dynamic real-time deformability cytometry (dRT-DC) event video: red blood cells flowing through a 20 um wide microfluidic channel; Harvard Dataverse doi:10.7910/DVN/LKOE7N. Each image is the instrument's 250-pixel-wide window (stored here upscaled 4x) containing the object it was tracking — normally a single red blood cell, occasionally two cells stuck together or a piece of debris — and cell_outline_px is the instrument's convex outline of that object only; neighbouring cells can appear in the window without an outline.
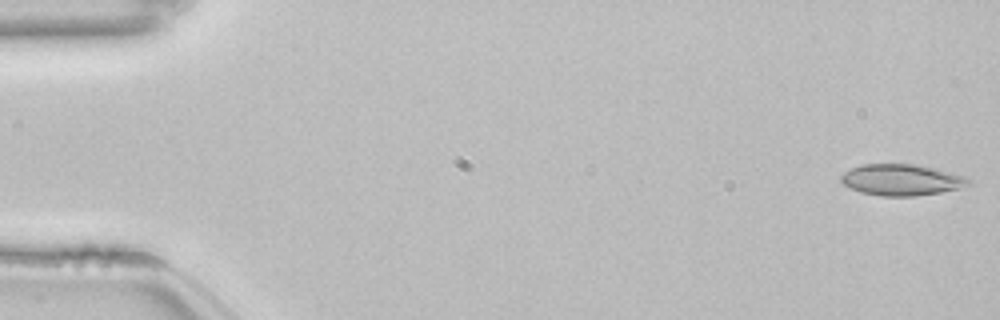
{"species": "common noctule bat (a hibernating species)", "species_latin": "Nyctalus noctula", "temperature_condition": "room temperature", "stored_images_in_passage": 53, "camera_frame_rate_fps": 3000, "um_per_image_px": 0.085, "animal": {"sex": "female", "body_mass_g": 22.7, "forearm_length_mm": 54.2}, "frame": {"image": 1, "passage_image": 1, "time_ms": 0.0, "image_size_px": [1000, 320], "cell_outline_px": [[972, 184], [960, 188], [940, 192], [916, 196], [880, 196], [860, 192], [848, 188], [840, 180], [840, 176], [844, 172], [852, 168], [864, 164], [916, 164], [936, 168], [964, 176], [972, 180]], "centroid_in_image_um": [76.64, 15.29], "position_along_channel_um": 8.4, "area_um2": 23.41}}
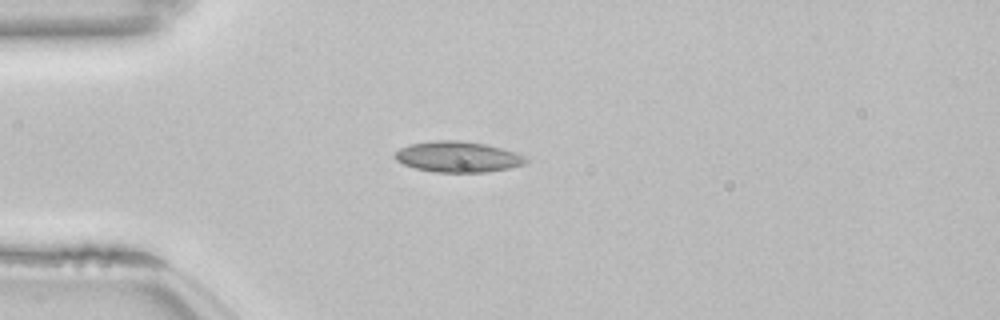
{"frame": {"image": 2, "passage_image": 14, "time_ms": 4.333, "image_size_px": [1000, 320], "cell_outline_px": [[528, 160], [524, 164], [508, 168], [488, 172], [436, 172], [416, 168], [404, 164], [396, 160], [392, 156], [400, 148], [408, 144], [436, 140], [460, 140], [484, 144], [516, 152], [528, 156]], "centroid_in_image_um": [38.92, 13.32], "position_along_channel_um": 46.1, "area_um2": 23.52}}
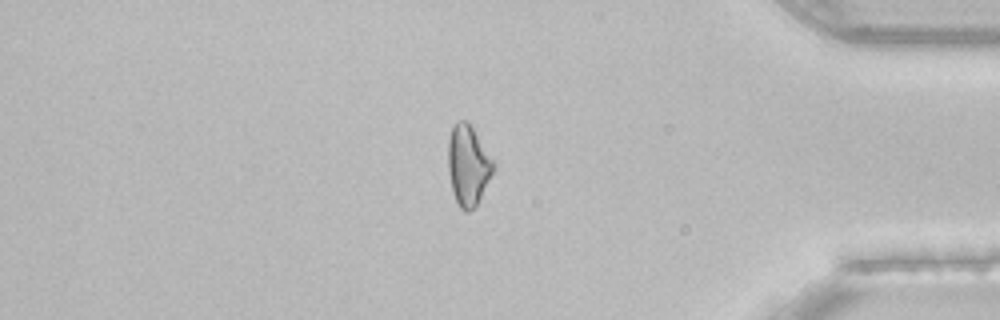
{"frame": {"image": 3, "passage_image": 45, "time_ms": 14.667, "image_size_px": [1000, 320], "cell_outline_px": [[496, 168], [476, 204], [468, 212], [464, 212], [460, 208], [452, 192], [448, 172], [448, 140], [452, 124], [456, 120], [468, 120], [496, 160]], "centroid_in_image_um": [39.81, 13.98], "position_along_channel_um": 395.4, "area_um2": 21.85}, "authors_computed_cell_mechanics": {"area_um2": 22.0796, "velocity_mm_per_s": 3.8572, "shape_relaxation_time_tau1_ms": null, "shape_relaxation_time_tau2_ms": 3.1342, "deformation_change_tau1": null, "deformation_change_tau2": 0.0788}}